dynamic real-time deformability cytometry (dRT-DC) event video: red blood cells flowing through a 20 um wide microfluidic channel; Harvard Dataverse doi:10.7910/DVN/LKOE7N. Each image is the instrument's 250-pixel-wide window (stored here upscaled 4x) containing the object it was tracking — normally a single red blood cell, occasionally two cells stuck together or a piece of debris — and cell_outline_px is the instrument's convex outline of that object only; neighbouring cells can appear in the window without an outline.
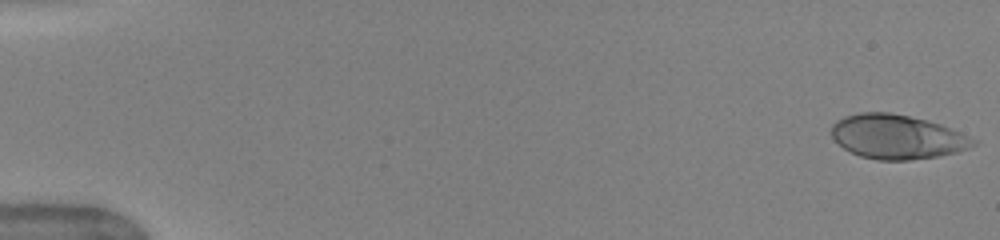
{"species": "human", "species_latin": "Homo sapiens", "temperature_condition": "warm", "stored_images_in_passage": 50, "camera_frame_rate_fps": 3000, "um_per_image_px": 0.085, "donor": {"sex": "female"}, "frame": {"image": 1, "passage_image": 1, "time_ms": 0.0, "image_size_px": [1000, 240], "cell_outline_px": [[976, 144], [968, 148], [956, 152], [936, 156], [908, 160], [876, 160], [860, 156], [844, 148], [832, 136], [832, 124], [836, 120], [844, 116], [860, 112], [888, 112], [928, 120], [940, 124], [960, 132], [976, 140]], "centroid_in_image_um": [76.23, 11.62], "position_along_channel_um": 8.8, "area_um2": 36.3}}
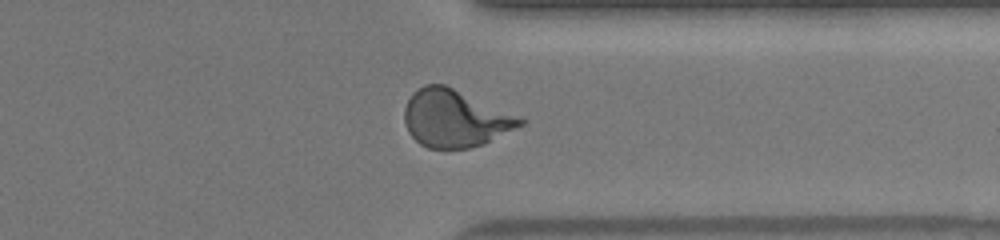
{"frame": {"image": 2, "passage_image": 40, "time_ms": 13.0, "image_size_px": [1000, 240], "cell_outline_px": [[528, 120], [524, 124], [484, 144], [468, 148], [428, 148], [420, 144], [408, 132], [404, 120], [404, 108], [412, 92], [424, 84], [444, 84]], "centroid_in_image_um": [38.66, 10.07], "position_along_channel_um": 372.7, "area_um2": 38.49}}
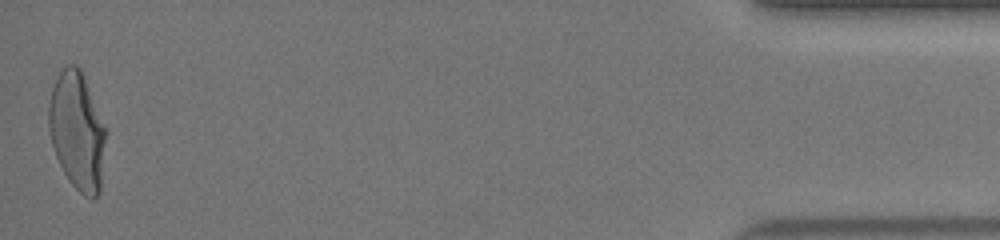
{"frame": {"image": 3, "passage_image": 50, "time_ms": 16.333, "image_size_px": [1000, 240], "cell_outline_px": [[108, 132], [100, 192], [92, 200], [84, 196], [68, 180], [56, 156], [52, 144], [48, 128], [48, 104], [52, 88], [64, 64], [76, 64], [80, 68]], "centroid_in_image_um": [6.58, 11.15], "position_along_channel_um": 428.6, "area_um2": 39.65}, "authors_computed_cell_mechanics": {"area_um2": 37.6278, "velocity_mm_per_s": 4.044, "shape_relaxation_time_tau1_ms": 3.4853, "shape_relaxation_time_tau2_ms": null, "deformation_change_tau1": 0.1868, "deformation_change_tau2": null}}